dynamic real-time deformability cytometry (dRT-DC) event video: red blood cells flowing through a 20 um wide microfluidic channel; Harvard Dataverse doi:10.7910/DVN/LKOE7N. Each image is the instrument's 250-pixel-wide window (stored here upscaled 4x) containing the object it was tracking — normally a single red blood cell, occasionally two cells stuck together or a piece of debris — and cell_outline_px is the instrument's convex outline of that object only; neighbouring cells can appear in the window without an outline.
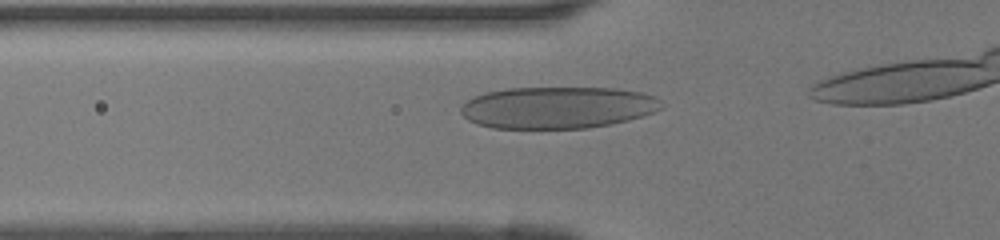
{"species": "human", "species_latin": "Homo sapiens", "temperature_condition": "room temperature", "stored_images_in_passage": 7, "camera_frame_rate_fps": 3000, "um_per_image_px": 0.085, "donor": {"sex": "female"}, "frame": {"image": 1, "passage_image": 2, "time_ms": 0.333, "image_size_px": [1000, 240], "cell_outline_px": [[664, 108], [628, 120], [588, 128], [492, 128], [476, 124], [468, 120], [460, 112], [460, 108], [468, 100], [484, 92], [508, 88], [616, 88], [640, 92], [656, 96], [664, 104]], "centroid_in_image_um": [47.4, 9.14], "position_along_channel_um": 78.4, "area_um2": 48.96}}
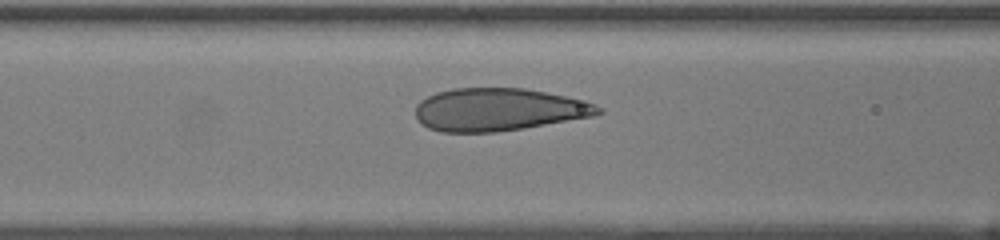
{"frame": {"image": 2, "passage_image": 5, "time_ms": 1.333, "image_size_px": [1000, 240], "cell_outline_px": [[604, 112], [592, 116], [524, 128], [496, 132], [440, 132], [428, 128], [420, 124], [416, 116], [416, 104], [420, 100], [436, 92], [452, 88], [524, 88], [564, 96], [592, 104], [604, 108]], "centroid_in_image_um": [42.31, 9.32], "position_along_channel_um": 124.3, "area_um2": 45.32}}